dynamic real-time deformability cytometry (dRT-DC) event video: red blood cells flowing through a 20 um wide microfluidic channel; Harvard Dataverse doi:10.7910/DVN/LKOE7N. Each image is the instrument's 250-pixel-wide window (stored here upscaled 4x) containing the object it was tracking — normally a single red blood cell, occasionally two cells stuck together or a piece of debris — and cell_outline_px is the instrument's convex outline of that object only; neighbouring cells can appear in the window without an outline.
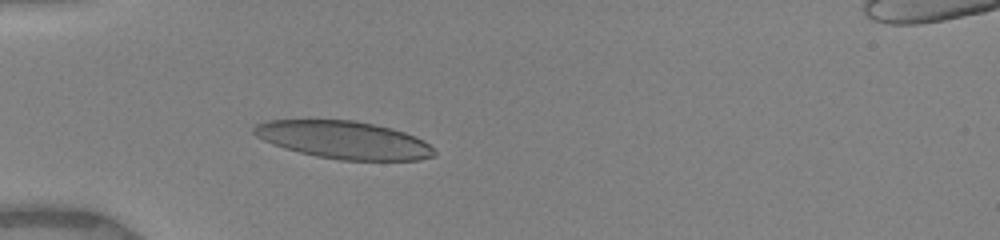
{"species": "human", "species_latin": "Homo sapiens", "temperature_condition": "warm", "stored_images_in_passage": 5, "camera_frame_rate_fps": 3000, "um_per_image_px": 0.085, "donor": {"sex": "female"}, "frame": {"image": 1, "passage_image": 5, "time_ms": 3.667, "image_size_px": [1000, 240], "cell_outline_px": [[436, 156], [420, 160], [340, 160], [316, 156], [284, 148], [272, 144], [256, 136], [252, 132], [252, 128], [256, 124], [268, 120], [356, 120], [392, 128], [404, 132], [424, 140], [436, 152]], "centroid_in_image_um": [29.23, 11.89], "position_along_channel_um": 55.8, "area_um2": 39.65}}